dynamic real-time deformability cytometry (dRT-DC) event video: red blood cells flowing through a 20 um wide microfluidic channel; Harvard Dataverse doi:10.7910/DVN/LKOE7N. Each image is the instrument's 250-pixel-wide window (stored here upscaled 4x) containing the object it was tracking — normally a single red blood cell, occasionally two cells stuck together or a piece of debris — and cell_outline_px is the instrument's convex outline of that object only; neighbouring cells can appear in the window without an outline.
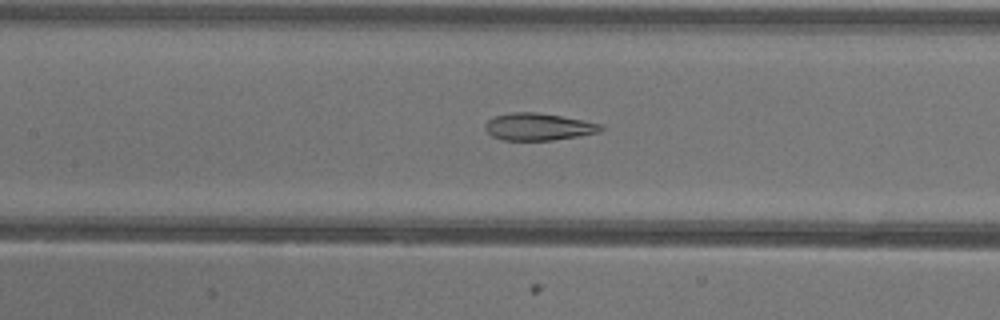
{"species": "common noctule bat (a hibernating species)", "species_latin": "Nyctalus noctula", "temperature_condition": "warm", "stored_images_in_passage": 51, "camera_frame_rate_fps": 3000, "um_per_image_px": 0.085, "animal": {"sex": "female"}, "frame": {"image": 1, "passage_image": 23, "time_ms": 7.333, "image_size_px": [1000, 320], "cell_outline_px": [[604, 128], [600, 132], [580, 136], [552, 140], [504, 140], [492, 136], [484, 128], [484, 124], [488, 120], [496, 116], [508, 112], [536, 112], [584, 120], [604, 124]], "centroid_in_image_um": [45.79, 10.77], "position_along_channel_um": 161.6, "area_um2": 18.44}}
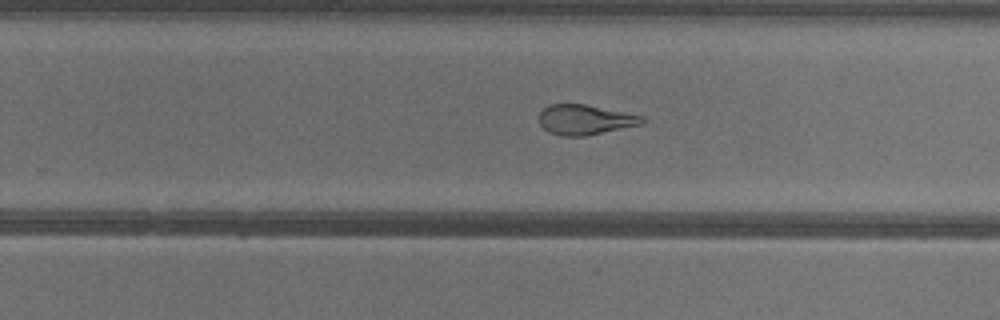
{"frame": {"image": 2, "passage_image": 32, "time_ms": 10.333, "image_size_px": [1000, 320], "cell_outline_px": [[648, 120], [644, 124], [584, 136], [560, 136], [548, 132], [540, 124], [540, 112], [548, 104], [584, 104], [644, 116]], "centroid_in_image_um": [49.76, 10.18], "position_along_channel_um": 280.0, "area_um2": 18.09}}
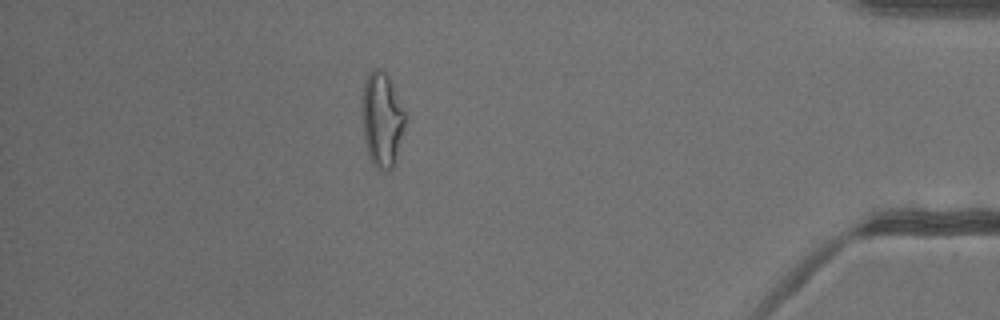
{"frame": {"image": 3, "passage_image": 45, "time_ms": 14.667, "image_size_px": [1000, 320], "cell_outline_px": [[404, 128], [392, 168], [388, 172], [380, 172], [372, 164], [368, 156], [364, 140], [364, 80], [368, 72], [372, 68], [380, 68], [388, 76], [404, 112]], "centroid_in_image_um": [32.46, 10.2], "position_along_channel_um": 402.7, "area_um2": 23.12}, "authors_computed_cell_mechanics": {"area_um2": 22.0218, "velocity_mm_per_s": 3.9626, "shape_relaxation_time_tau1_ms": null, "shape_relaxation_time_tau2_ms": 1.8411, "deformation_change_tau1": null, "deformation_change_tau2": 0.089}}